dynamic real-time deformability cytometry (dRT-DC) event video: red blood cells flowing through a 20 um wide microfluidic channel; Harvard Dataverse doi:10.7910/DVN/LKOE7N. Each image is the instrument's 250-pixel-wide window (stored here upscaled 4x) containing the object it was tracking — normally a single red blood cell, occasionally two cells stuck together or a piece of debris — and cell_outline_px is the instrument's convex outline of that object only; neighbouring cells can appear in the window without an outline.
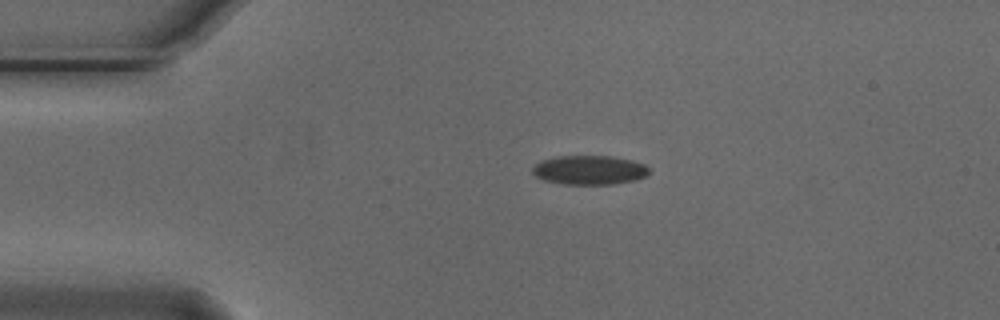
{"species": "Egyptian fruit bat (a non-hibernating species)", "species_latin": "Rousettus aegyptiacus", "temperature_condition": "cold", "stored_images_in_passage": 3, "camera_frame_rate_fps": 3000, "um_per_image_px": 0.085, "animal": {"sex": "male"}, "frame": {"image": 1, "passage_image": 1, "time_ms": 0.0, "image_size_px": [1000, 320], "cell_outline_px": [[648, 172], [644, 176], [636, 180], [612, 184], [564, 184], [544, 180], [536, 176], [532, 172], [532, 168], [540, 160], [556, 156], [608, 156], [632, 160], [644, 164], [648, 168]], "centroid_in_image_um": [50.07, 14.45], "position_along_channel_um": 34.9, "area_um2": 19.71}}